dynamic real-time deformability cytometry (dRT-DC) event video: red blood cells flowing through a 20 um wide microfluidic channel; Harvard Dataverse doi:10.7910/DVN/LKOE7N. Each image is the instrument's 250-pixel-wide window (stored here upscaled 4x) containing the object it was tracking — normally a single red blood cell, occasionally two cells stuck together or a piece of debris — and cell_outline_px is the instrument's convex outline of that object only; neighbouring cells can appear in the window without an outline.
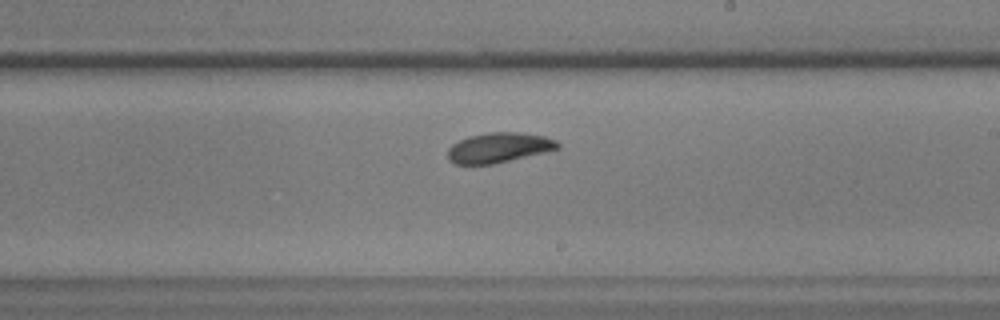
{"species": "common noctule bat (a hibernating species)", "species_latin": "Nyctalus noctula", "temperature_condition": "warm", "stored_images_in_passage": 34, "camera_frame_rate_fps": 3000, "um_per_image_px": 0.085, "animal": {"sex": "male", "body_mass_g": 17.9, "forearm_length_mm": 54.2}, "frame": {"image": 1, "passage_image": 17, "time_ms": 5.333, "image_size_px": [1000, 320], "cell_outline_px": [[560, 148], [544, 152], [492, 164], [456, 164], [448, 160], [448, 148], [452, 144], [468, 136], [488, 132], [516, 132], [544, 136], [556, 140], [560, 144]], "centroid_in_image_um": [42.38, 12.54], "position_along_channel_um": 246.6, "area_um2": 19.07}}
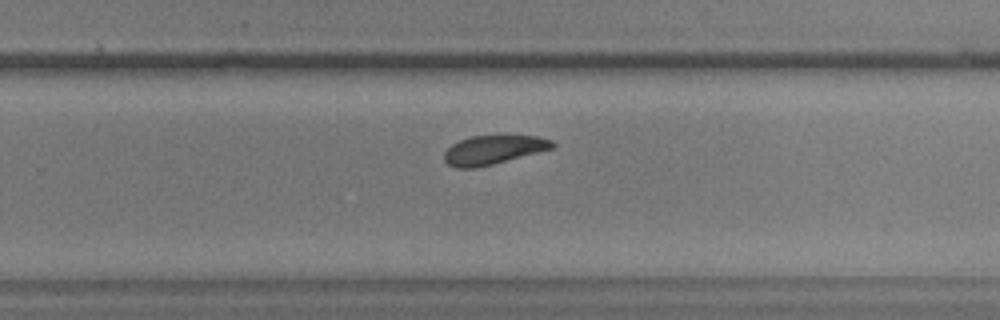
{"frame": {"image": 2, "passage_image": 20, "time_ms": 6.333, "image_size_px": [1000, 320], "cell_outline_px": [[556, 148], [476, 168], [456, 168], [448, 164], [444, 160], [444, 152], [452, 144], [468, 136], [536, 136], [552, 140], [556, 144]], "centroid_in_image_um": [41.95, 12.74], "position_along_channel_um": 287.9, "area_um2": 18.26}}
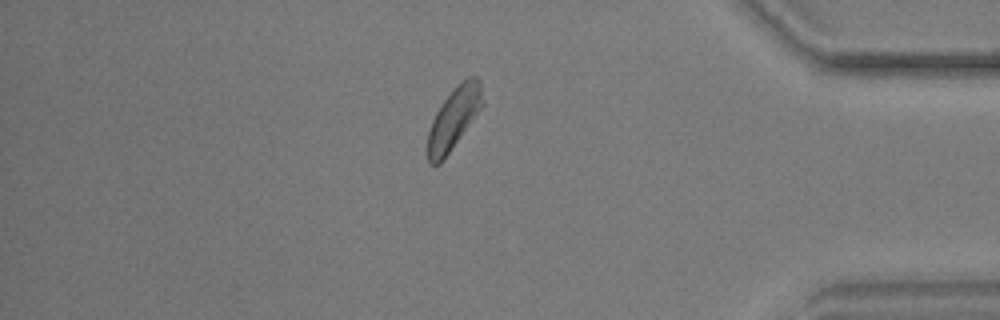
{"frame": {"image": 3, "passage_image": 30, "time_ms": 9.667, "image_size_px": [1000, 320], "cell_outline_px": [[484, 104], [440, 164], [432, 164], [428, 160], [428, 132], [432, 120], [436, 112], [444, 100], [456, 84], [460, 80], [468, 76], [476, 76], [480, 80], [484, 100]], "centroid_in_image_um": [38.6, 9.99], "position_along_channel_um": 396.6, "area_um2": 19.54}}